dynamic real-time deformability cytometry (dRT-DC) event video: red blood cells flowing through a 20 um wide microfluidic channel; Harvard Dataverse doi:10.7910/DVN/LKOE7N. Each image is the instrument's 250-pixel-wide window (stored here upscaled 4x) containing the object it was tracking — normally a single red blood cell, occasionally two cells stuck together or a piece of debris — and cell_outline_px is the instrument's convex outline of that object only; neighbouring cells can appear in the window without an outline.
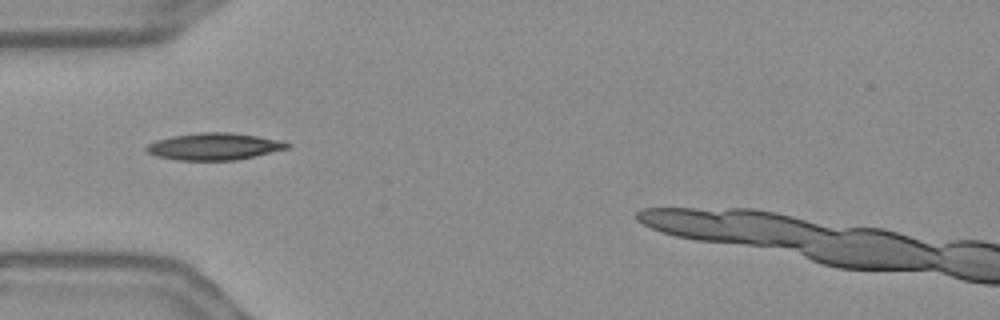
{"species": "Egyptian fruit bat (a non-hibernating species)", "species_latin": "Rousettus aegyptiacus", "temperature_condition": "warm", "stored_images_in_passage": 35, "camera_frame_rate_fps": 3000, "um_per_image_px": 0.085, "frame": {"image": 1, "passage_image": 1, "time_ms": 0.0, "image_size_px": [1000, 320], "cell_outline_px": [[292, 148], [256, 156], [236, 160], [176, 160], [156, 156], [148, 152], [144, 148], [148, 144], [156, 140], [172, 136], [200, 132], [228, 132], [256, 136], [280, 140], [292, 144]], "centroid_in_image_um": [18.24, 12.45], "position_along_channel_um": 66.8, "area_um2": 22.25}}
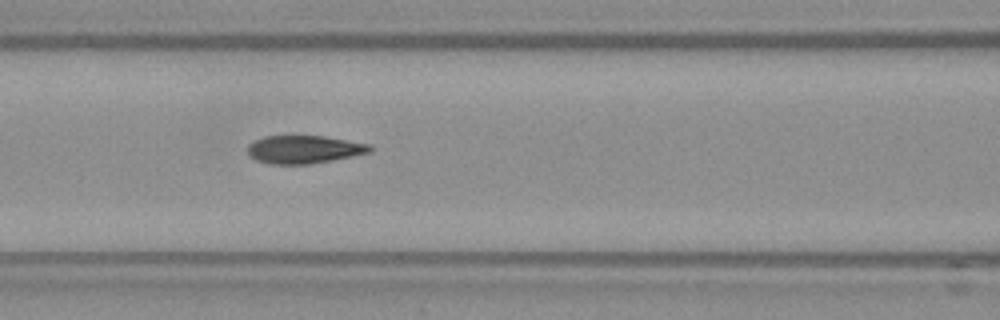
{"frame": {"image": 2, "passage_image": 7, "time_ms": 2.0, "image_size_px": [1000, 320], "cell_outline_px": [[372, 152], [312, 164], [268, 164], [256, 160], [248, 156], [248, 144], [252, 140], [264, 136], [324, 136], [372, 144]], "centroid_in_image_um": [25.83, 12.7], "position_along_channel_um": 140.8, "area_um2": 20.23}}
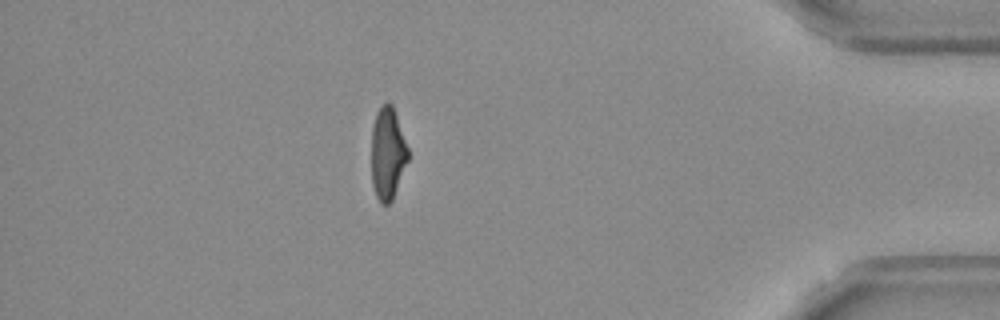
{"frame": {"image": 3, "passage_image": 32, "time_ms": 10.333, "image_size_px": [1000, 320], "cell_outline_px": [[408, 160], [392, 200], [388, 204], [380, 204], [376, 196], [372, 184], [372, 128], [376, 112], [388, 100], [392, 104], [408, 148]], "centroid_in_image_um": [32.94, 13.05], "position_along_channel_um": 402.3, "area_um2": 19.54}, "authors_computed_cell_mechanics": {"area_um2": 20.808, "velocity_mm_per_s": 3.6568, "shape_relaxation_time_tau1_ms": 9.9545, "shape_relaxation_time_tau2_ms": 1.2105, "deformation_change_tau1": 0.2932, "deformation_change_tau2": 0.0618}}